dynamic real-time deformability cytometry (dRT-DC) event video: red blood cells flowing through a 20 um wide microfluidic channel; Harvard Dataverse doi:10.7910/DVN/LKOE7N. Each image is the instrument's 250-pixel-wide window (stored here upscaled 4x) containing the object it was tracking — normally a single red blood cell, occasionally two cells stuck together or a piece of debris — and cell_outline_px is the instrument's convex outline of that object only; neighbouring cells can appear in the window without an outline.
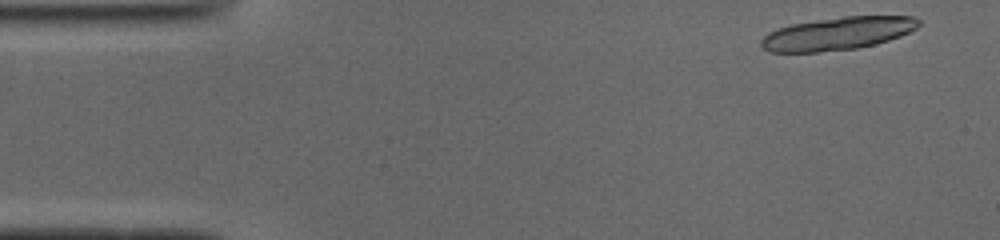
{"species": "common noctule bat (a hibernating species)", "species_latin": "Nyctalus noctula", "temperature_condition": "cold", "stored_images_in_passage": 15, "camera_frame_rate_fps": 3000, "um_per_image_px": 0.085, "animal": {"sex": "male", "body_mass_g": 19.0, "forearm_length_mm": 50.8}, "frame": {"image": 1, "passage_image": 2, "time_ms": 0.333, "image_size_px": [1000, 240], "cell_outline_px": [[920, 24], [916, 28], [900, 36], [888, 40], [856, 48], [820, 52], [768, 52], [760, 44], [760, 40], [768, 32], [776, 28], [792, 24], [844, 16], [912, 16], [920, 20]], "centroid_in_image_um": [71.16, 2.85], "position_along_channel_um": 13.8, "area_um2": 30.0}}